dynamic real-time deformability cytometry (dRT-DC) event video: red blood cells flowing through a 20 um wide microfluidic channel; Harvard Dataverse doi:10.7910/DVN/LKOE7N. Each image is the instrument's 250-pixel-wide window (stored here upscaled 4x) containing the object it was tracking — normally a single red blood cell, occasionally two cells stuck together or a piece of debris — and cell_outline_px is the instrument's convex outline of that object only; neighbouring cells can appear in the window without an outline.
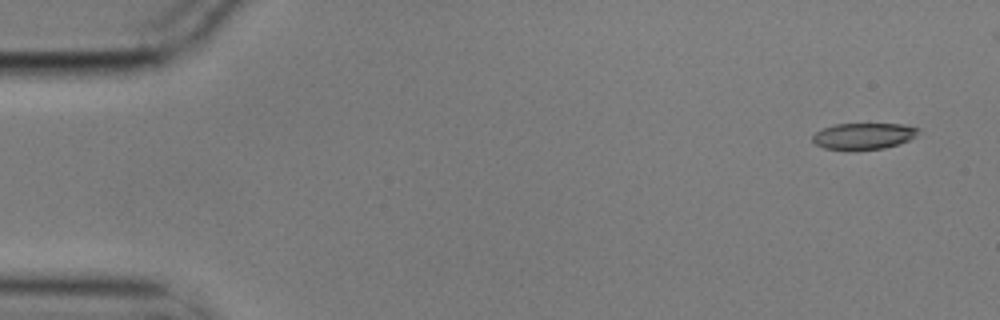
{"species": "common noctule bat (a hibernating species)", "species_latin": "Nyctalus noctula", "temperature_condition": "cold", "stored_images_in_passage": 4, "camera_frame_rate_fps": 3000, "um_per_image_px": 0.085, "animal": {"sex": "male", "body_mass_g": 17.9}, "frame": {"image": 1, "passage_image": 1, "time_ms": 0.0, "image_size_px": [1000, 320], "cell_outline_px": [[920, 128], [908, 140], [884, 148], [824, 148], [816, 144], [812, 140], [812, 136], [816, 132], [824, 128], [836, 124], [904, 124]], "centroid_in_image_um": [73.38, 11.53], "position_along_channel_um": 11.6, "area_um2": 15.49}}
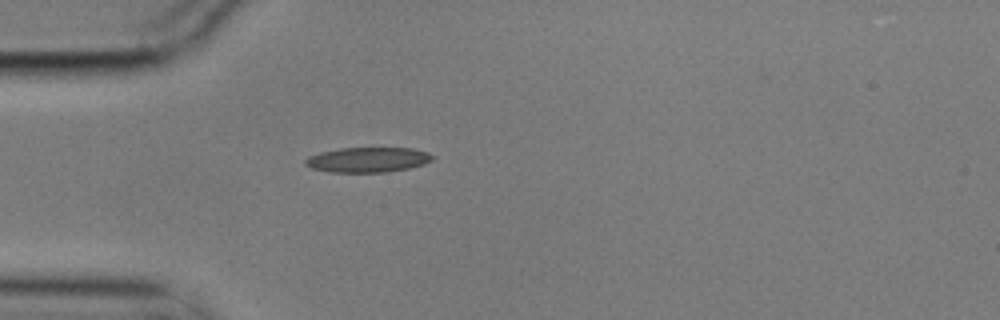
{"frame": {"image": 2, "passage_image": 4, "time_ms": 1.0, "image_size_px": [1000, 320], "cell_outline_px": [[436, 156], [432, 160], [424, 164], [408, 168], [384, 172], [328, 172], [312, 168], [304, 164], [304, 160], [308, 156], [320, 152], [340, 148], [412, 148], [428, 152]], "centroid_in_image_um": [31.26, 13.57], "position_along_channel_um": 53.7, "area_um2": 18.61}}